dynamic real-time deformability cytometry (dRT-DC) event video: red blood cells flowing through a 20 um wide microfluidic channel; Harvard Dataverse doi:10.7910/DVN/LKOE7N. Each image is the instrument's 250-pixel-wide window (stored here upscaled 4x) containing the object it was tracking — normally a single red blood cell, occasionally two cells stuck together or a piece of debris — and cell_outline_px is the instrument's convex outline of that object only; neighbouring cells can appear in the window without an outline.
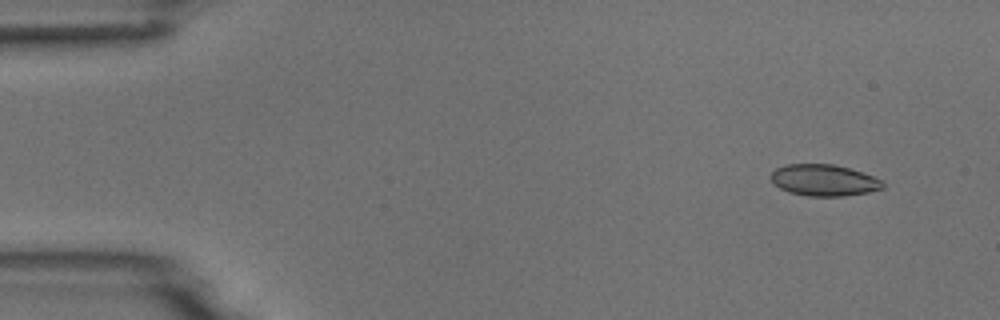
{"species": "common noctule bat (a hibernating species)", "species_latin": "Nyctalus noctula", "temperature_condition": "room temperature", "stored_images_in_passage": 5, "camera_frame_rate_fps": 3000, "um_per_image_px": 0.085, "animal": {"sex": "male", "body_mass_g": 18.8}, "frame": {"image": 1, "passage_image": 2, "time_ms": 1.0, "image_size_px": [1000, 320], "cell_outline_px": [[884, 188], [868, 192], [844, 196], [808, 196], [788, 192], [780, 188], [768, 176], [776, 168], [784, 164], [832, 164], [848, 168], [872, 176], [880, 180], [884, 184]], "centroid_in_image_um": [69.99, 15.32], "position_along_channel_um": 15.0, "area_um2": 20.4}}
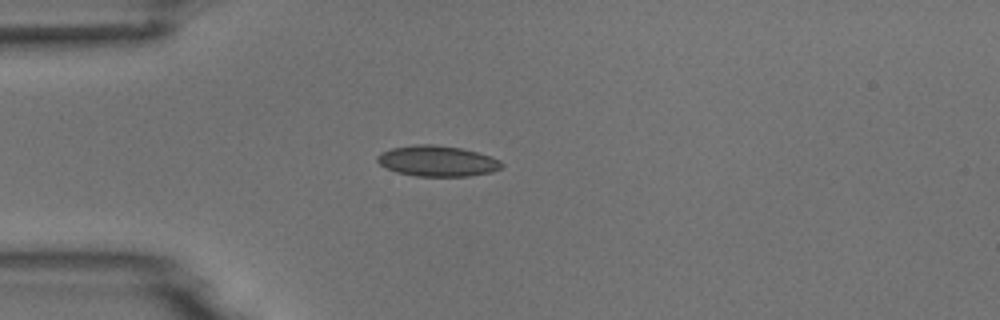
{"frame": {"image": 2, "passage_image": 5, "time_ms": 4.333, "image_size_px": [1000, 320], "cell_outline_px": [[504, 164], [500, 168], [492, 172], [468, 176], [416, 176], [396, 172], [380, 164], [376, 160], [376, 156], [380, 152], [392, 148], [416, 144], [432, 144], [460, 148], [492, 156], [500, 160]], "centroid_in_image_um": [37.17, 13.68], "position_along_channel_um": 47.8, "area_um2": 22.25}}